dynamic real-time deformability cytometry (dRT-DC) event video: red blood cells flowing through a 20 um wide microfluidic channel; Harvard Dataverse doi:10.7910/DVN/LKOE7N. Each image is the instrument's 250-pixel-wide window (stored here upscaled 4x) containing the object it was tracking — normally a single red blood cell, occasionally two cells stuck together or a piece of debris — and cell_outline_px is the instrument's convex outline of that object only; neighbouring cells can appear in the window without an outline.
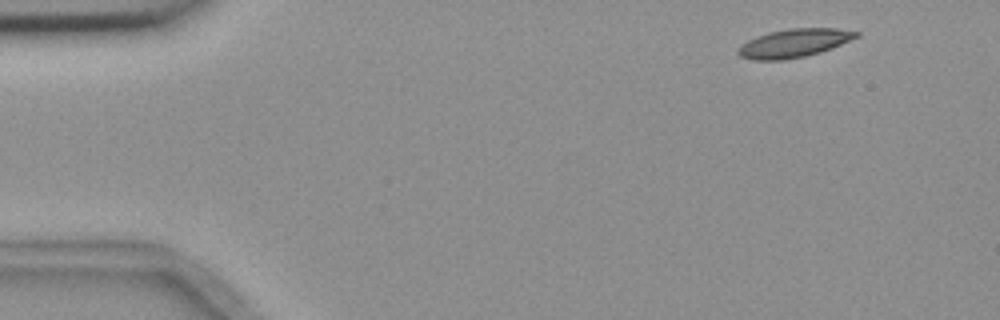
{"species": "common noctule bat (a hibernating species)", "species_latin": "Nyctalus noctula", "temperature_condition": "room temperature", "stored_images_in_passage": 4, "camera_frame_rate_fps": 3000, "um_per_image_px": 0.085, "animal": {"sex": "female", "body_mass_g": 18.4}, "frame": {"image": 1, "passage_image": 1, "time_ms": 0.0, "image_size_px": [1000, 320], "cell_outline_px": [[860, 36], [832, 48], [820, 52], [804, 56], [784, 60], [752, 60], [740, 56], [736, 52], [740, 44], [756, 36], [768, 32], [792, 28], [836, 28], [860, 32]], "centroid_in_image_um": [67.47, 3.66], "position_along_channel_um": 17.5, "area_um2": 19.65}}